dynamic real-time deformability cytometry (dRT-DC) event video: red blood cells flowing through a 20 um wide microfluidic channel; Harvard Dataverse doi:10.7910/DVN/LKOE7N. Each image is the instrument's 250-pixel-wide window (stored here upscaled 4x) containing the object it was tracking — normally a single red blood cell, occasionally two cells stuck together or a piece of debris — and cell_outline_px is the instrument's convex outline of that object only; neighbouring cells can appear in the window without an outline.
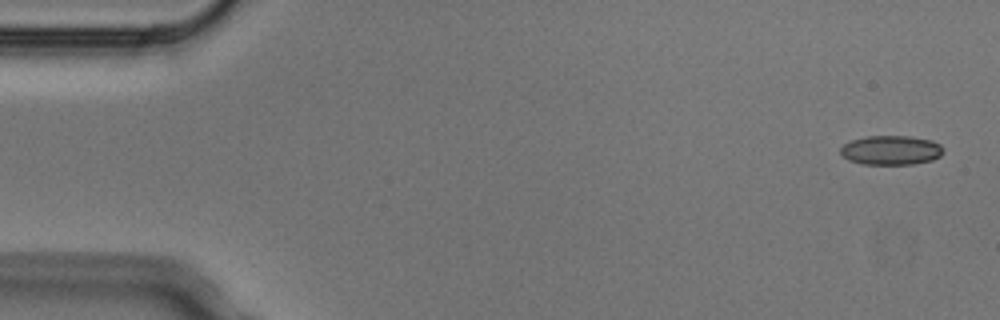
{"species": "Egyptian fruit bat (a non-hibernating species)", "species_latin": "Rousettus aegyptiacus", "temperature_condition": "cold", "stored_images_in_passage": 6, "camera_frame_rate_fps": 3000, "um_per_image_px": 0.085, "animal": {"sex": "male"}, "frame": {"image": 1, "passage_image": 1, "time_ms": 0.0, "image_size_px": [1000, 320], "cell_outline_px": [[944, 152], [940, 156], [932, 160], [912, 164], [864, 164], [848, 160], [840, 152], [840, 148], [844, 144], [852, 140], [868, 136], [908, 136], [932, 140], [940, 144], [944, 148]], "centroid_in_image_um": [75.77, 12.76], "position_along_channel_um": 9.2, "area_um2": 17.57}}
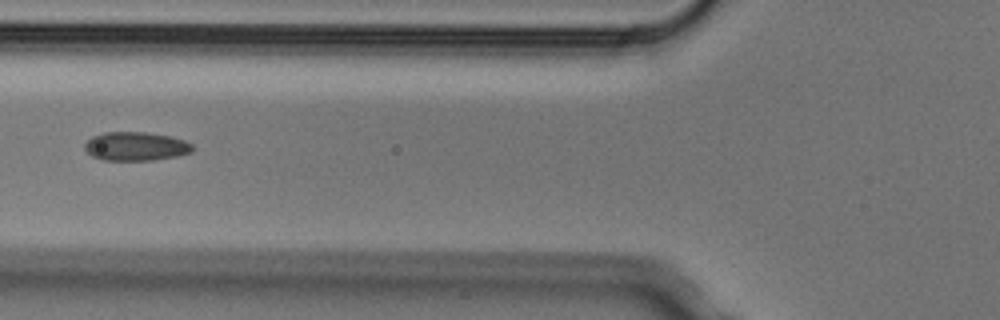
{"frame": {"image": 2, "passage_image": 6, "time_ms": 1.667, "image_size_px": [1000, 320], "cell_outline_px": [[196, 148], [192, 152], [176, 156], [152, 160], [104, 160], [92, 156], [84, 148], [84, 144], [92, 136], [104, 132], [148, 132], [172, 136], [184, 140], [192, 144]], "centroid_in_image_um": [11.57, 12.43], "position_along_channel_um": 114.2, "area_um2": 18.21}}